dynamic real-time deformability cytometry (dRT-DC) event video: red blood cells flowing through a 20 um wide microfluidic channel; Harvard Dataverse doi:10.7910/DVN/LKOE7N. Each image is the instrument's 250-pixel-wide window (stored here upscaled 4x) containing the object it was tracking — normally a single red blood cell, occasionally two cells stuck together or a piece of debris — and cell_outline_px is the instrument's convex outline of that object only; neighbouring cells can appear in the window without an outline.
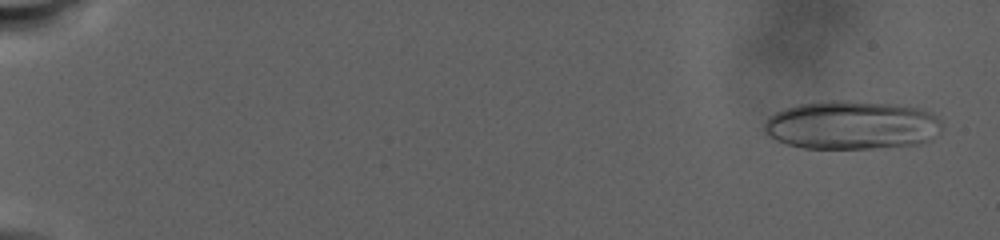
{"species": "human", "species_latin": "Homo sapiens", "temperature_condition": "warm", "stored_images_in_passage": 34, "camera_frame_rate_fps": 3000, "um_per_image_px": 0.085, "donor": {"sex": "male"}, "frame": {"image": 1, "passage_image": 2, "time_ms": 0.667, "image_size_px": [1000, 240], "cell_outline_px": [[940, 128], [928, 140], [920, 144], [876, 148], [804, 148], [788, 144], [776, 140], [768, 136], [764, 132], [764, 124], [768, 116], [784, 108], [800, 104], [836, 100], [848, 100], [892, 104], [920, 108], [932, 112], [940, 120]], "centroid_in_image_um": [72.36, 10.63], "position_along_channel_um": 12.6, "area_um2": 50.29}}
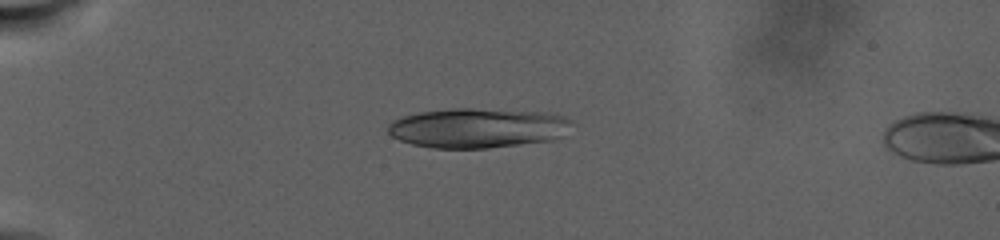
{"frame": {"image": 2, "passage_image": 26, "time_ms": 8.333, "image_size_px": [1000, 240], "cell_outline_px": [[576, 124], [560, 136], [552, 140], [488, 148], [432, 148], [412, 144], [400, 140], [392, 136], [388, 132], [388, 124], [392, 120], [404, 116], [420, 112], [456, 108], [468, 108], [540, 112], [560, 116], [572, 120]], "centroid_in_image_um": [40.59, 10.88], "position_along_channel_um": 44.4, "area_um2": 42.37}}